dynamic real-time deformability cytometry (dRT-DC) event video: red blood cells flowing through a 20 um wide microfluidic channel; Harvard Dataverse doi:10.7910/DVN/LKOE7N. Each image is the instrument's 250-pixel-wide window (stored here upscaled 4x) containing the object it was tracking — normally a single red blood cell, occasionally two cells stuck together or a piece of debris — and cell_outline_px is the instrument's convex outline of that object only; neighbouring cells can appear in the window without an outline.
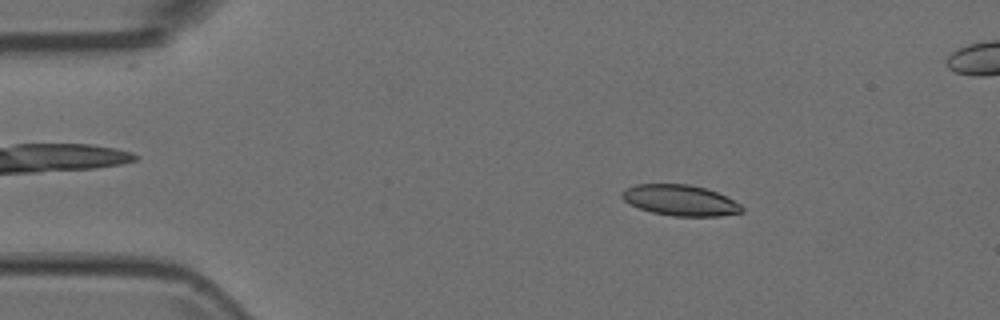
{"species": "Egyptian fruit bat (a non-hibernating species)", "species_latin": "Rousettus aegyptiacus", "temperature_condition": "room temperature", "stored_images_in_passage": 5, "segment_of_instrument_passage": [1, 2], "camera_frame_rate_fps": 3000, "um_per_image_px": 0.085, "animal": {"sex": "female"}, "frame": {"image": 1, "passage_image": 2, "time_ms": 0.333, "image_size_px": [1000, 320], "cell_outline_px": [[744, 212], [720, 216], [672, 216], [652, 212], [640, 208], [624, 200], [620, 196], [620, 192], [624, 188], [636, 184], [688, 184], [704, 188], [716, 192], [740, 204], [744, 208]], "centroid_in_image_um": [57.8, 17.02], "position_along_channel_um": 27.2, "area_um2": 21.44}}